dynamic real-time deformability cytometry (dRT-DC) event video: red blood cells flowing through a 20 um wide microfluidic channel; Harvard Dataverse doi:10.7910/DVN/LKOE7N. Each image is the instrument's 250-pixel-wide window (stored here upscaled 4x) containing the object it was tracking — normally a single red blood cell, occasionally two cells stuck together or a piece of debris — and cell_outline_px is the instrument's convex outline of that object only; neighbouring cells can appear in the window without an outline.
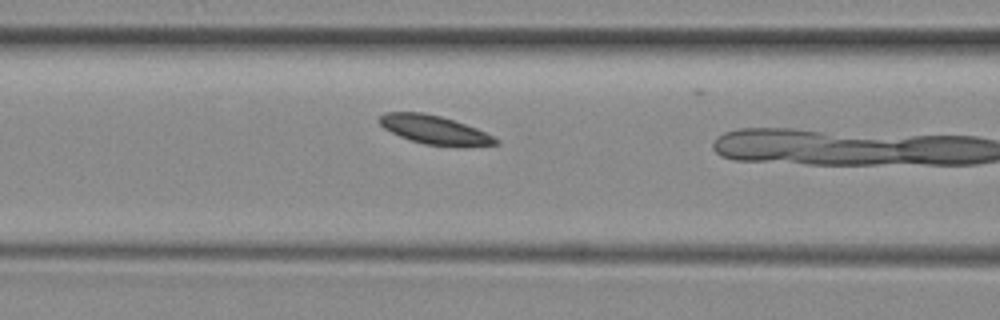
{"species": "common noctule bat (a hibernating species)", "species_latin": "Nyctalus noctula", "temperature_condition": "room temperature", "stored_images_in_passage": 6, "camera_frame_rate_fps": 3000, "um_per_image_px": 0.085, "animal": {"sex": "female", "body_mass_g": 29.2, "forearm_length_mm": 56.3}, "frame": {"image": 1, "passage_image": 5, "time_ms": 5.0, "image_size_px": [1000, 320], "cell_outline_px": [[500, 144], [424, 144], [400, 136], [384, 128], [376, 120], [384, 112], [420, 112], [440, 116], [476, 128], [500, 140]], "centroid_in_image_um": [36.83, 10.98], "position_along_channel_um": 129.8, "area_um2": 18.5}}